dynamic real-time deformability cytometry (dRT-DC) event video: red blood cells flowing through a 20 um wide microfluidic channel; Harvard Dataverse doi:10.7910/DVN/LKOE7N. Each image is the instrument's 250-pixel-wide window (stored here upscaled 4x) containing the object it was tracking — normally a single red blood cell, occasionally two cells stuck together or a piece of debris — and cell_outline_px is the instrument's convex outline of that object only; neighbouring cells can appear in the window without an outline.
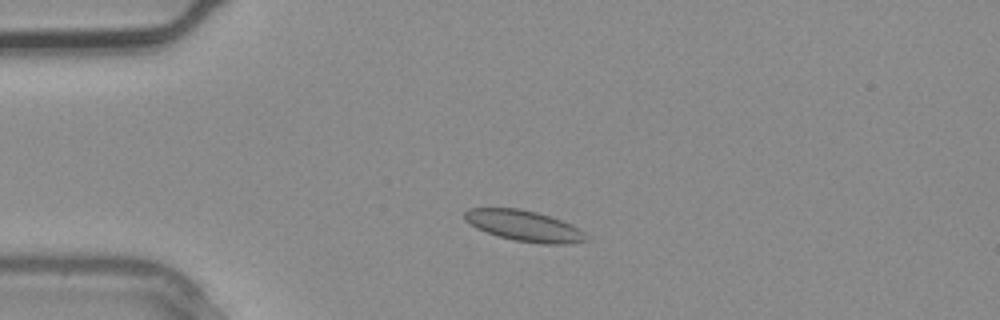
{"species": "common noctule bat (a hibernating species)", "species_latin": "Nyctalus noctula", "temperature_condition": "warm", "stored_images_in_passage": 3, "camera_frame_rate_fps": 3000, "um_per_image_px": 0.085, "animal": {"sex": "male", "body_mass_g": 20.4}, "frame": {"image": 1, "passage_image": 2, "time_ms": 0.333, "image_size_px": [1000, 320], "cell_outline_px": [[588, 240], [564, 244], [544, 244], [516, 240], [500, 236], [476, 228], [464, 220], [464, 212], [468, 208], [520, 208], [536, 212], [560, 220], [584, 232], [588, 236]], "centroid_in_image_um": [44.51, 19.18], "position_along_channel_um": 40.5, "area_um2": 21.44}}
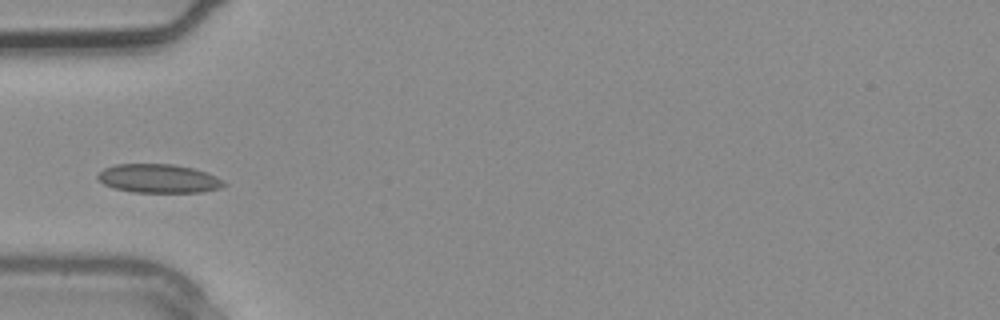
{"frame": {"image": 2, "passage_image": 3, "time_ms": 0.667, "image_size_px": [1000, 320], "cell_outline_px": [[228, 184], [220, 188], [200, 192], [132, 192], [116, 188], [104, 184], [96, 176], [104, 168], [116, 164], [176, 164], [208, 172], [224, 180]], "centroid_in_image_um": [13.53, 15.17], "position_along_channel_um": 71.5, "area_um2": 21.15}}